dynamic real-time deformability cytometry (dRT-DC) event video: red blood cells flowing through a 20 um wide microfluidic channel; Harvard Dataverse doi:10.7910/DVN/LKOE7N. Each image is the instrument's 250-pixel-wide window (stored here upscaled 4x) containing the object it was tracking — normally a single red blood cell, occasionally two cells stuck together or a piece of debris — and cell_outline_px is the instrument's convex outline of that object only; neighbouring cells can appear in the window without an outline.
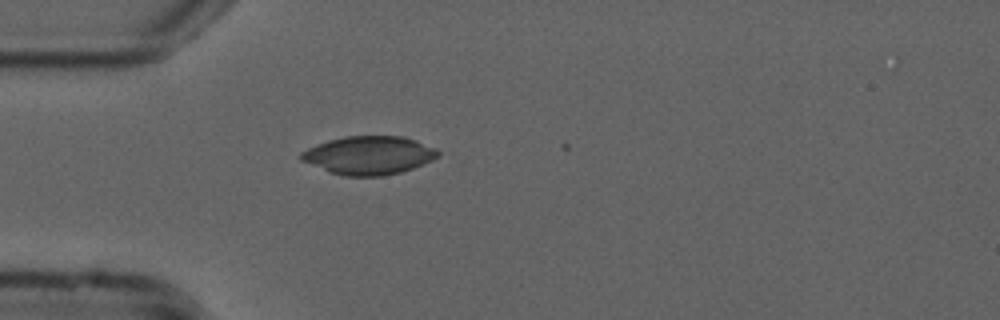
{"species": "common noctule bat (a hibernating species)", "species_latin": "Nyctalus noctula", "temperature_condition": "cold", "stored_images_in_passage": 6, "camera_frame_rate_fps": 3000, "um_per_image_px": 0.085, "animal": {"sex": "male", "forearm_length_mm": 52.5}, "frame": {"image": 1, "passage_image": 1, "time_ms": 0.0, "image_size_px": [1000, 320], "cell_outline_px": [[444, 152], [440, 156], [424, 164], [400, 172], [384, 176], [344, 176], [328, 172], [300, 160], [300, 152], [316, 144], [328, 140], [344, 136], [404, 136], [416, 140], [436, 148]], "centroid_in_image_um": [31.37, 13.2], "position_along_channel_um": 53.6, "area_um2": 30.98}}
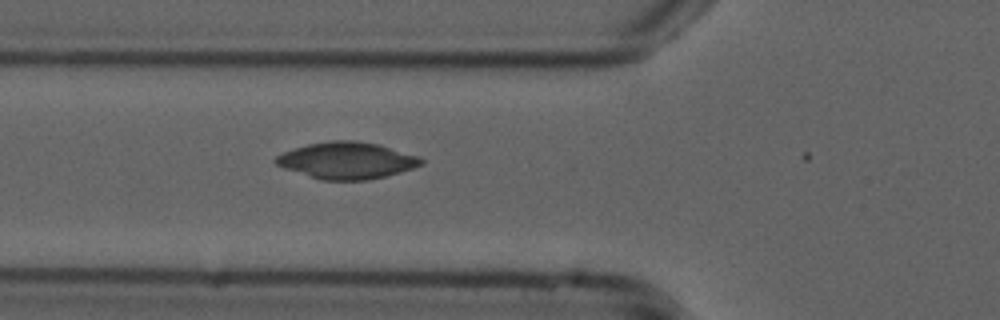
{"frame": {"image": 2, "passage_image": 5, "time_ms": 1.333, "image_size_px": [1000, 320], "cell_outline_px": [[424, 164], [400, 172], [368, 180], [320, 180], [284, 168], [276, 164], [272, 160], [276, 156], [284, 152], [308, 144], [332, 140], [356, 140], [380, 144], [416, 156], [424, 160]], "centroid_in_image_um": [29.46, 13.64], "position_along_channel_um": 96.3, "area_um2": 30.98}}